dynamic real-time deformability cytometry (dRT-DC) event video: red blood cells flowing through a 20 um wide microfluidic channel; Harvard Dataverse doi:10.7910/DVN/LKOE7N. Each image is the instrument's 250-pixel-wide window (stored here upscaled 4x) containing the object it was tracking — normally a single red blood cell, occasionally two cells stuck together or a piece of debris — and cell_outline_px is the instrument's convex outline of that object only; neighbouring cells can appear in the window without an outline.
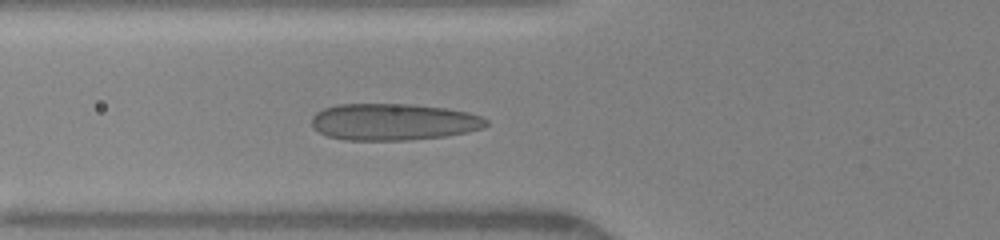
{"species": "human", "species_latin": "Homo sapiens", "temperature_condition": "warm", "stored_images_in_passage": 44, "camera_frame_rate_fps": 3000, "um_per_image_px": 0.085, "donor": {"sex": "female"}, "frame": {"image": 1, "passage_image": 4, "time_ms": 0.667, "image_size_px": [1000, 240], "cell_outline_px": [[488, 124], [484, 128], [468, 132], [444, 136], [408, 140], [348, 140], [328, 136], [320, 132], [312, 124], [312, 116], [316, 112], [324, 108], [336, 104], [412, 104], [444, 108], [468, 112], [480, 116], [488, 120]], "centroid_in_image_um": [33.46, 10.35], "position_along_channel_um": 92.3, "area_um2": 37.34}}
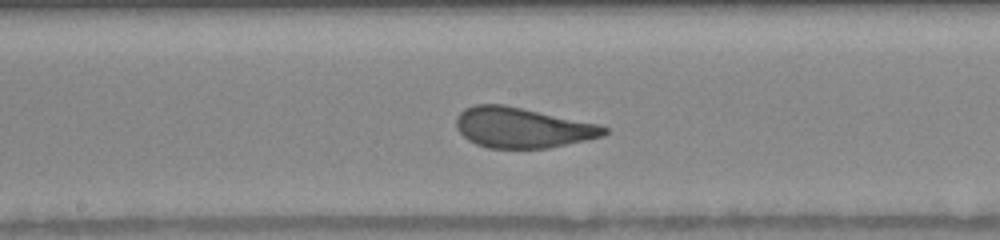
{"frame": {"image": 2, "passage_image": 17, "time_ms": 3.333, "image_size_px": [1000, 240], "cell_outline_px": [[608, 132], [604, 136], [548, 148], [488, 148], [476, 144], [468, 140], [456, 128], [456, 116], [464, 108], [476, 104], [504, 104], [600, 124], [608, 128]], "centroid_in_image_um": [44.39, 10.84], "position_along_channel_um": 203.8, "area_um2": 34.91}}
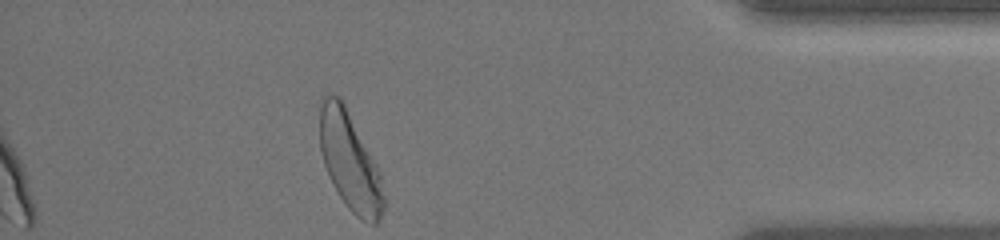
{"frame": {"image": 3, "passage_image": 44, "time_ms": 9.0, "image_size_px": [1000, 240], "cell_outline_px": [[384, 208], [380, 220], [376, 224], [368, 224], [360, 220], [348, 208], [332, 184], [324, 164], [320, 152], [320, 108], [324, 96], [328, 92], [340, 96], [376, 164], [380, 172], [384, 196]], "centroid_in_image_um": [29.74, 13.74], "position_along_channel_um": 405.5, "area_um2": 36.41}, "authors_computed_cell_mechanics": {"area_um2": 34.9401, "velocity_mm_per_s": 4.1618, "shape_relaxation_time_tau1_ms": 4.1465, "shape_relaxation_time_tau2_ms": null, "deformation_change_tau1": 0.1561, "deformation_change_tau2": null}}